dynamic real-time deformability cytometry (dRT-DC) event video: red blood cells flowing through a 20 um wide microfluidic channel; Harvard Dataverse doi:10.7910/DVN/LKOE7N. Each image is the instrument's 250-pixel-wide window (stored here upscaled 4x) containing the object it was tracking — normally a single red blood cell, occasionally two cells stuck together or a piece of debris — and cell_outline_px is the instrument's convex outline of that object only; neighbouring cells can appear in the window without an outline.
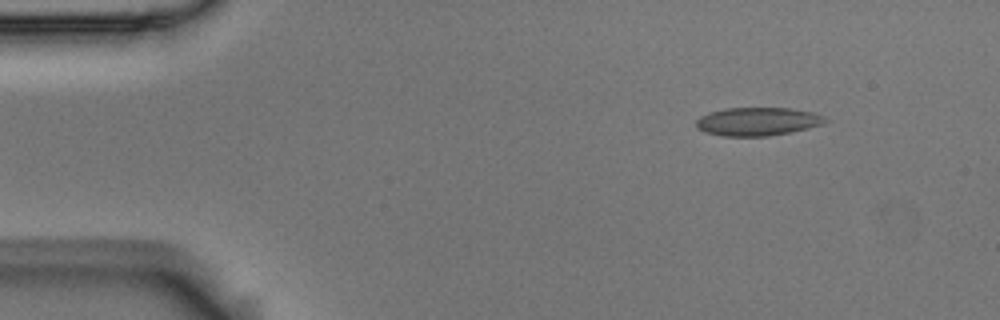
{"species": "Egyptian fruit bat (a non-hibernating species)", "species_latin": "Rousettus aegyptiacus", "temperature_condition": "room temperature", "stored_images_in_passage": 4, "camera_frame_rate_fps": 3000, "um_per_image_px": 0.085, "animal": {"sex": "male"}, "frame": {"image": 1, "passage_image": 1, "time_ms": 0.0, "image_size_px": [1000, 320], "cell_outline_px": [[828, 120], [820, 124], [808, 128], [768, 136], [724, 136], [704, 132], [696, 128], [696, 120], [700, 116], [708, 112], [728, 108], [788, 108], [812, 112], [824, 116]], "centroid_in_image_um": [64.34, 10.32], "position_along_channel_um": 20.7, "area_um2": 21.15}}
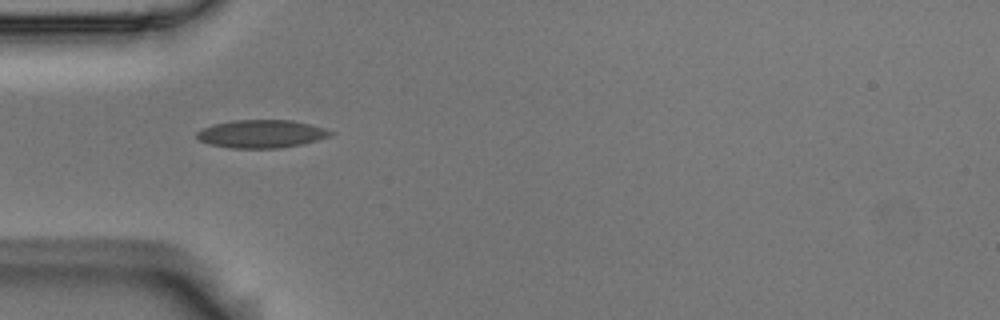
{"frame": {"image": 2, "passage_image": 4, "time_ms": 1.0, "image_size_px": [1000, 320], "cell_outline_px": [[336, 132], [332, 136], [300, 144], [280, 148], [232, 148], [208, 144], [200, 140], [196, 136], [196, 132], [212, 124], [232, 120], [292, 120], [324, 128]], "centroid_in_image_um": [22.21, 11.37], "position_along_channel_um": 62.8, "area_um2": 21.79}}